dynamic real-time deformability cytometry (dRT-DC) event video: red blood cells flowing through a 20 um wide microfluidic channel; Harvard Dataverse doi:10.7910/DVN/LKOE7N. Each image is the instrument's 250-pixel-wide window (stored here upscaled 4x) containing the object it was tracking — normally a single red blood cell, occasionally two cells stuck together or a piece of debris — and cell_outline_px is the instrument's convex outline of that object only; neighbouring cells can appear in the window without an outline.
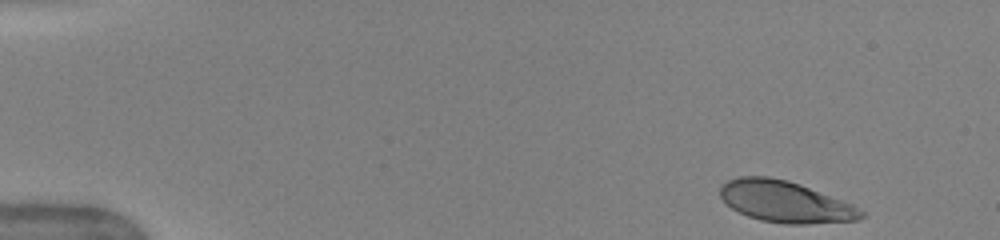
{"species": "human", "species_latin": "Homo sapiens", "temperature_condition": "warm", "stored_images_in_passage": 58, "camera_frame_rate_fps": 3000, "um_per_image_px": 0.085, "donor": {"sex": "female"}, "frame": {"image": 1, "passage_image": 1, "time_ms": 0.0, "image_size_px": [1000, 240], "cell_outline_px": [[864, 216], [860, 220], [808, 224], [784, 224], [760, 220], [748, 216], [732, 208], [720, 196], [720, 188], [728, 180], [740, 176], [768, 176], [788, 180], [800, 184], [852, 204], [864, 212]], "centroid_in_image_um": [66.76, 17.15], "position_along_channel_um": 18.2, "area_um2": 33.87}}
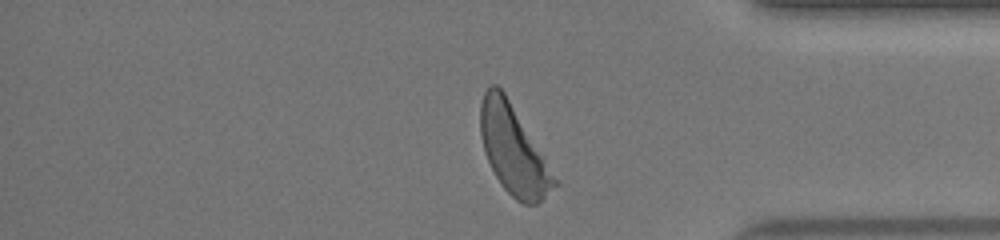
{"frame": {"image": 2, "passage_image": 53, "time_ms": 12.667, "image_size_px": [1000, 240], "cell_outline_px": [[560, 184], [536, 204], [524, 204], [516, 200], [504, 188], [496, 176], [484, 152], [480, 132], [480, 104], [484, 92], [492, 84], [496, 84], [504, 92]], "centroid_in_image_um": [43.62, 12.76], "position_along_channel_um": 391.6, "area_um2": 37.4}, "authors_computed_cell_mechanics": {"area_um2": 36.3273, "velocity_mm_per_s": 4.0017, "shape_relaxation_time_tau1_ms": 2.4722, "shape_relaxation_time_tau2_ms": null, "deformation_change_tau1": 0.1609, "deformation_change_tau2": null}}